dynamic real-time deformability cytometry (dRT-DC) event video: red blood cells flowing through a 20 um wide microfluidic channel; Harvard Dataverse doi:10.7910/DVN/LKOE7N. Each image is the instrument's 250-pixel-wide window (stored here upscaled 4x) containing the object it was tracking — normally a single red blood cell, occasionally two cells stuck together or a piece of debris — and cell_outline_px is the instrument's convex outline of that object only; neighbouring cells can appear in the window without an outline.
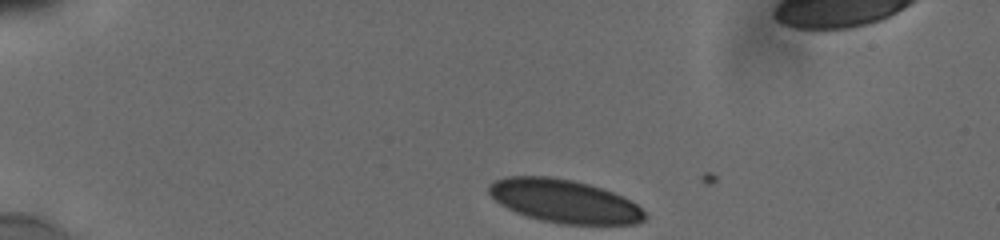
{"species": "human", "species_latin": "Homo sapiens", "temperature_condition": "cold", "stored_images_in_passage": 15, "camera_frame_rate_fps": 3000, "um_per_image_px": 0.085, "donor": {"sex": "male"}, "frame": {"image": 1, "passage_image": 1, "time_ms": 0.0, "image_size_px": [1000, 240], "cell_outline_px": [[648, 216], [644, 220], [636, 224], [560, 224], [540, 220], [516, 212], [500, 204], [488, 192], [488, 184], [496, 180], [508, 176], [552, 176], [572, 180], [588, 184], [624, 196], [636, 204]], "centroid_in_image_um": [47.97, 17.09], "position_along_channel_um": 37.0, "area_um2": 39.25}}
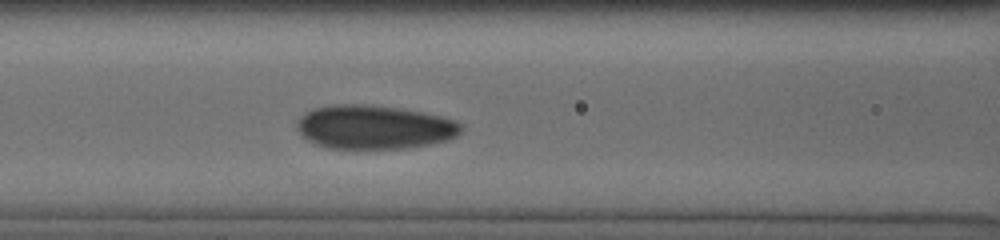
{"frame": {"image": 2, "passage_image": 12, "time_ms": 4.333, "image_size_px": [1000, 240], "cell_outline_px": [[460, 132], [456, 136], [448, 140], [408, 148], [328, 148], [316, 144], [308, 140], [296, 128], [296, 120], [300, 116], [316, 108], [336, 104], [364, 104], [396, 108], [424, 112], [456, 120], [460, 124]], "centroid_in_image_um": [31.8, 10.8], "position_along_channel_um": 134.8, "area_um2": 41.67}}
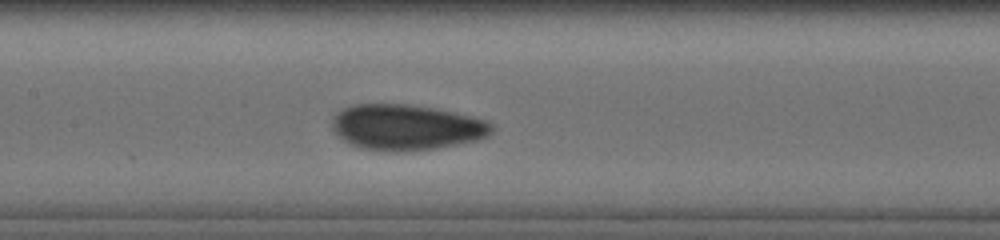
{"frame": {"image": 3, "passage_image": 15, "time_ms": 5.333, "image_size_px": [1000, 240], "cell_outline_px": [[492, 132], [476, 140], [436, 148], [396, 152], [392, 152], [364, 148], [348, 144], [336, 136], [332, 128], [332, 116], [344, 108], [352, 104], [404, 104], [432, 108], [452, 112], [484, 120], [492, 124]], "centroid_in_image_um": [34.44, 10.82], "position_along_channel_um": 173.0, "area_um2": 42.14}}